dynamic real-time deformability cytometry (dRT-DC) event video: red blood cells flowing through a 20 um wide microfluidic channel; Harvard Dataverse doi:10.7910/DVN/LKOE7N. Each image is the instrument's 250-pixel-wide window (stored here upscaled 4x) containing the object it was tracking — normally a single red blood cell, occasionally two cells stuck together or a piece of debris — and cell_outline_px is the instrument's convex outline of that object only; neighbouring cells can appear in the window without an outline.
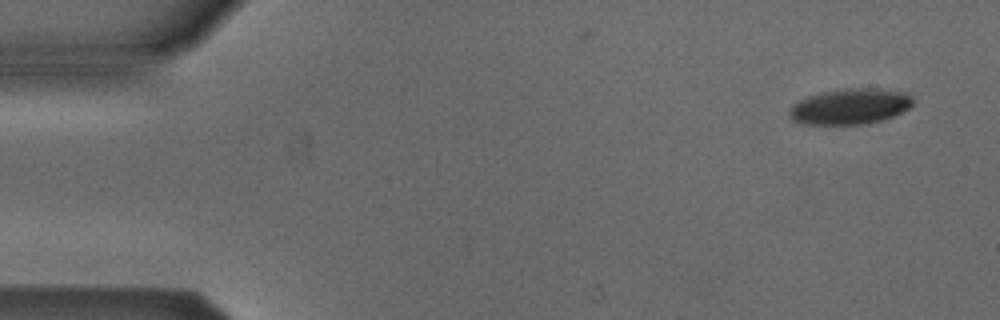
{"species": "Egyptian fruit bat (a non-hibernating species)", "species_latin": "Rousettus aegyptiacus", "temperature_condition": "cold", "stored_images_in_passage": 4, "camera_frame_rate_fps": 3000, "um_per_image_px": 0.085, "animal": {"sex": "male"}, "frame": {"image": 1, "passage_image": 1, "time_ms": 0.0, "image_size_px": [1000, 320], "cell_outline_px": [[912, 104], [908, 108], [892, 116], [868, 124], [800, 124], [792, 120], [788, 116], [788, 112], [792, 104], [808, 96], [820, 92], [848, 88], [860, 88], [904, 92], [912, 96]], "centroid_in_image_um": [72.18, 9.06], "position_along_channel_um": 12.8, "area_um2": 25.49}}
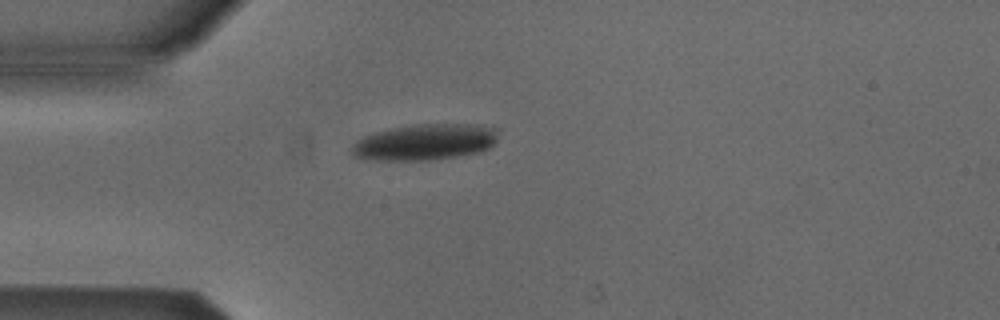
{"frame": {"image": 2, "passage_image": 4, "time_ms": 1.0, "image_size_px": [1000, 320], "cell_outline_px": [[496, 140], [488, 148], [480, 152], [456, 156], [428, 160], [376, 160], [356, 156], [352, 152], [352, 144], [356, 140], [364, 136], [376, 132], [392, 128], [416, 124], [480, 124], [496, 128]], "centroid_in_image_um": [36.13, 12.07], "position_along_channel_um": 48.9, "area_um2": 30.58}}